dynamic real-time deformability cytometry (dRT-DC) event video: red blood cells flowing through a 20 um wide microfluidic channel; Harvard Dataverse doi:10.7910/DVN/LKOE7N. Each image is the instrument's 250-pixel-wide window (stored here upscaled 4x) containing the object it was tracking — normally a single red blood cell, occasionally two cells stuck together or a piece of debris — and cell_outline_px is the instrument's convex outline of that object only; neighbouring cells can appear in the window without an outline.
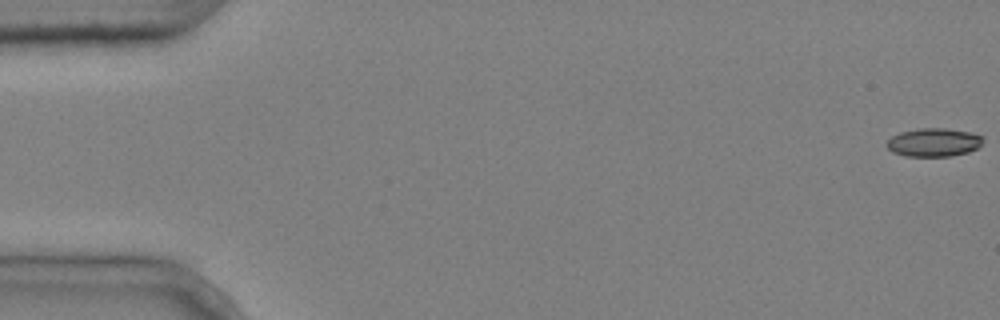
{"species": "common noctule bat (a hibernating species)", "species_latin": "Nyctalus noctula", "temperature_condition": "cold", "stored_images_in_passage": 5, "camera_frame_rate_fps": 3000, "um_per_image_px": 0.085, "animal": {"sex": "male", "body_mass_g": 20.4}, "frame": {"image": 1, "passage_image": 1, "time_ms": 0.0, "image_size_px": [1000, 320], "cell_outline_px": [[984, 140], [976, 148], [968, 152], [952, 156], [904, 156], [892, 152], [884, 144], [892, 136], [900, 132], [920, 128], [944, 128], [968, 132], [984, 136]], "centroid_in_image_um": [79.34, 12.1], "position_along_channel_um": 5.7, "area_um2": 15.95}}
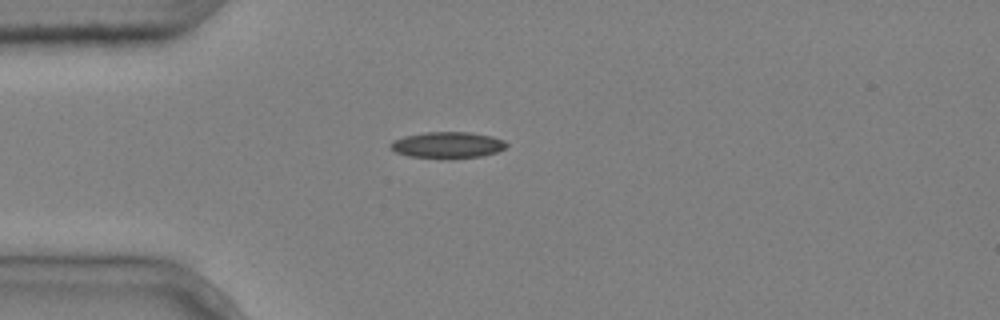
{"frame": {"image": 2, "passage_image": 5, "time_ms": 1.333, "image_size_px": [1000, 320], "cell_outline_px": [[508, 144], [504, 148], [496, 152], [480, 156], [440, 160], [408, 156], [396, 152], [388, 144], [392, 140], [404, 136], [424, 132], [468, 132], [492, 136], [504, 140]], "centroid_in_image_um": [38.0, 12.34], "position_along_channel_um": 47.0, "area_um2": 18.09}}